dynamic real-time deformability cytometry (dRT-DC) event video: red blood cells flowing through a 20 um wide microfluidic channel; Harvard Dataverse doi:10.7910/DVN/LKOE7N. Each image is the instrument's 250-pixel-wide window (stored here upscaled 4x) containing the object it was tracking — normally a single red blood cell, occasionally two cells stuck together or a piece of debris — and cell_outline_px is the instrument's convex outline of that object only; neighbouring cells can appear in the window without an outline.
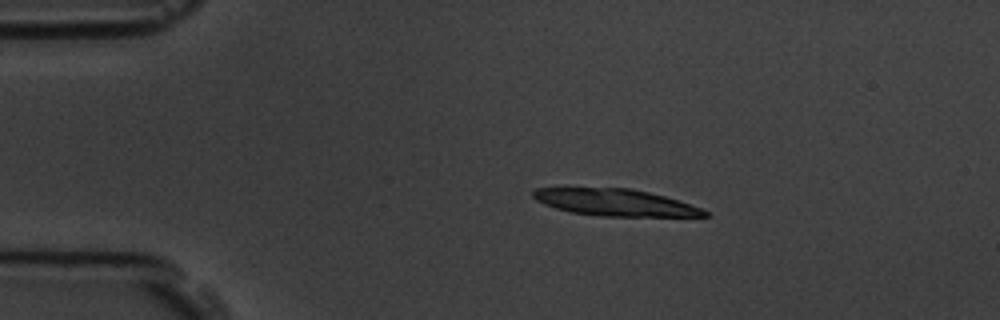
{"species": "common noctule bat (a hibernating species)", "species_latin": "Nyctalus noctula", "temperature_condition": "room temperature", "stored_images_in_passage": 6, "segment_of_instrument_passage": [1, 2], "camera_frame_rate_fps": 3000, "um_per_image_px": 0.085, "animal": {"sex": "male", "body_mass_g": 19.5, "forearm_length_mm": 54.6}, "frame": {"image": 1, "passage_image": 2, "time_ms": 2.0, "image_size_px": [1000, 320], "cell_outline_px": [[712, 216], [604, 216], [572, 212], [556, 208], [544, 204], [536, 200], [532, 196], [532, 192], [536, 188], [632, 188], [664, 196], [700, 208], [708, 212]], "centroid_in_image_um": [52.26, 17.2], "position_along_channel_um": 32.7, "area_um2": 26.41}}